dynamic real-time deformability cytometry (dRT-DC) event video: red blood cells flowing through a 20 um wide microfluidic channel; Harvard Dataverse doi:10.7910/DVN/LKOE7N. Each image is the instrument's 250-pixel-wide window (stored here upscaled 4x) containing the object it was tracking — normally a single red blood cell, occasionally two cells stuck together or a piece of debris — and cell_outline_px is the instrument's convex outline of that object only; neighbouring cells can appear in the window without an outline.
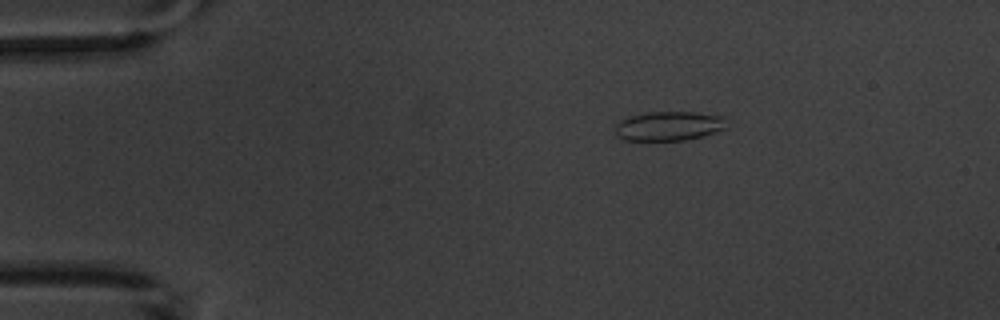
{"species": "common noctule bat (a hibernating species)", "species_latin": "Nyctalus noctula", "temperature_condition": "warm", "stored_images_in_passage": 5, "camera_frame_rate_fps": 3000, "um_per_image_px": 0.085, "animal": {"sex": "male", "body_mass_g": 20.1, "forearm_length_mm": 53.5}, "frame": {"image": 1, "passage_image": 3, "time_ms": 2.333, "image_size_px": [1000, 320], "cell_outline_px": [[724, 128], [700, 136], [684, 140], [624, 140], [616, 136], [616, 124], [620, 120], [628, 116], [648, 112], [692, 112], [724, 116]], "centroid_in_image_um": [56.77, 10.7], "position_along_channel_um": 28.2, "area_um2": 18.73}}